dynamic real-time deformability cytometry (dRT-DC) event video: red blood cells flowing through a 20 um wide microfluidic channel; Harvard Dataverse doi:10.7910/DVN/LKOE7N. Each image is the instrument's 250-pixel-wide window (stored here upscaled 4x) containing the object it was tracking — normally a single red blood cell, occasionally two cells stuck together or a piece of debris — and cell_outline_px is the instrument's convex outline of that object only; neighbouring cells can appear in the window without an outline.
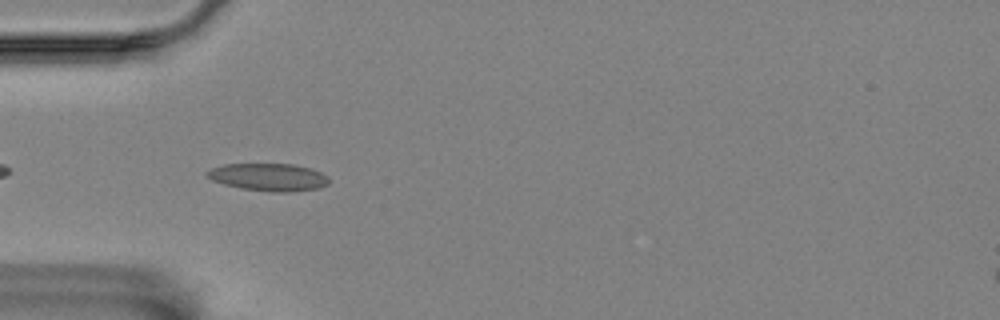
{"species": "Egyptian fruit bat (a non-hibernating species)", "species_latin": "Rousettus aegyptiacus", "temperature_condition": "room temperature", "stored_images_in_passage": 12, "camera_frame_rate_fps": 3000, "um_per_image_px": 0.085, "animal": {"sex": "female"}, "frame": {"image": 1, "passage_image": 2, "time_ms": 0.333, "image_size_px": [1000, 320], "cell_outline_px": [[328, 184], [320, 188], [288, 192], [272, 192], [240, 188], [224, 184], [212, 180], [204, 176], [204, 172], [212, 168], [224, 164], [292, 164], [312, 168], [328, 176]], "centroid_in_image_um": [22.81, 15.05], "position_along_channel_um": 62.2, "area_um2": 19.71}}
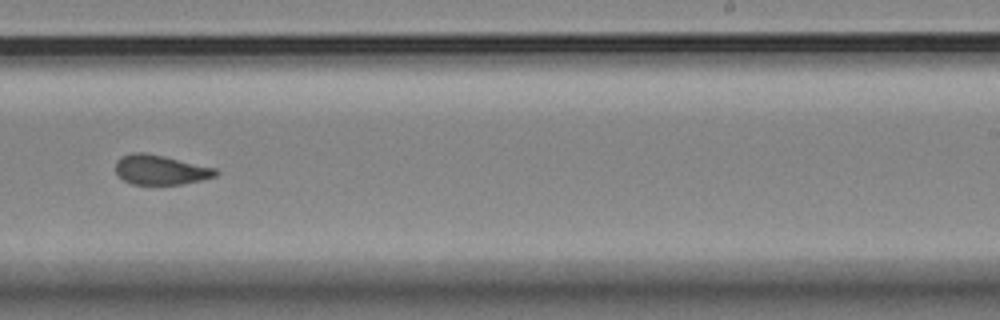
{"frame": {"image": 2, "passage_image": 7, "time_ms": 2.0, "image_size_px": [1000, 320], "cell_outline_px": [[220, 172], [216, 176], [200, 180], [180, 184], [132, 184], [124, 180], [116, 172], [116, 160], [120, 156], [132, 152], [144, 152], [164, 156], [216, 168]], "centroid_in_image_um": [13.63, 14.42], "position_along_channel_um": 275.4, "area_um2": 17.28}}
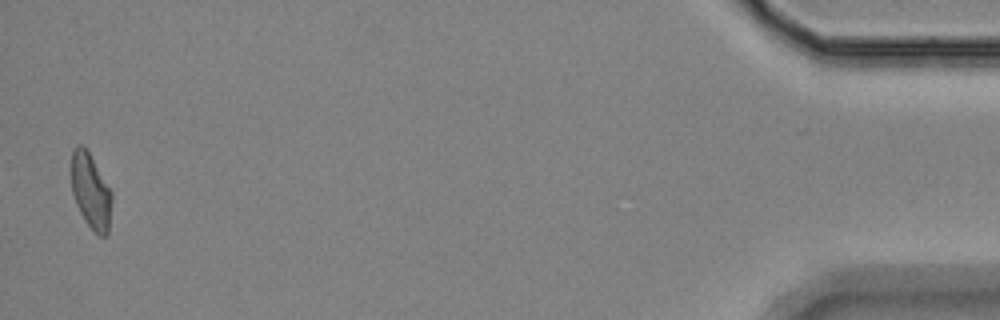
{"frame": {"image": 3, "passage_image": 12, "time_ms": 3.667, "image_size_px": [1000, 320], "cell_outline_px": [[112, 200], [108, 236], [100, 236], [84, 220], [76, 204], [72, 192], [72, 148], [76, 144], [80, 144], [88, 152], [112, 192]], "centroid_in_image_um": [7.72, 16.27], "position_along_channel_um": 427.5, "area_um2": 17.51}}